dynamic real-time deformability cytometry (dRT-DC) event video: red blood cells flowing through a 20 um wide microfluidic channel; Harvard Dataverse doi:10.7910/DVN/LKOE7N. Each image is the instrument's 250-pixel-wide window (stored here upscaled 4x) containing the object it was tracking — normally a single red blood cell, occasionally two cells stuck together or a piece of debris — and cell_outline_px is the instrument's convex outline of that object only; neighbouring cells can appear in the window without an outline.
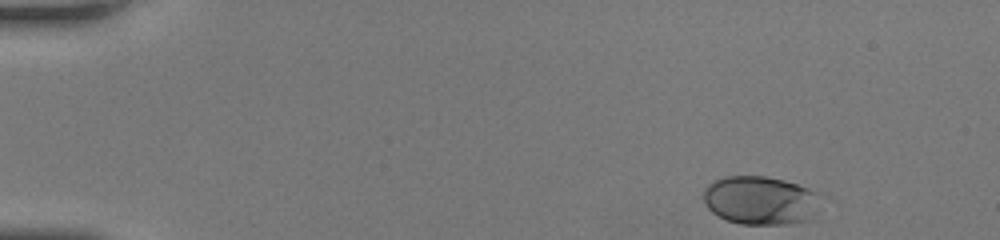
{"species": "human", "species_latin": "Homo sapiens", "temperature_condition": "room temperature", "stored_images_in_passage": 45, "camera_frame_rate_fps": 3000, "um_per_image_px": 0.085, "donor": {"sex": "female"}, "frame": {"image": 1, "passage_image": 1, "time_ms": 0.0, "image_size_px": [1000, 240], "cell_outline_px": [[816, 212], [808, 220], [792, 224], [740, 224], [728, 220], [712, 212], [708, 208], [704, 200], [704, 188], [708, 184], [724, 176], [764, 176], [784, 180], [808, 188], [816, 192]], "centroid_in_image_um": [64.59, 17.03], "position_along_channel_um": 20.4, "area_um2": 32.83}}
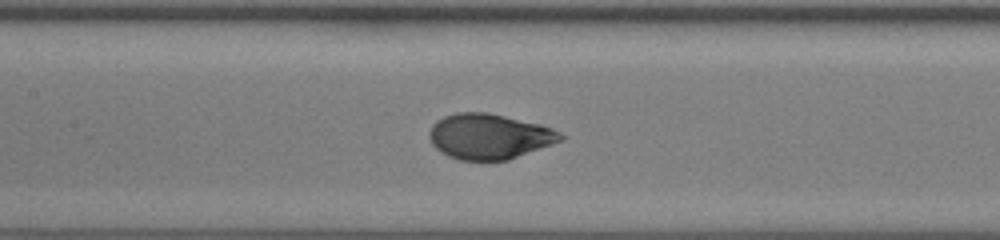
{"frame": {"image": 2, "passage_image": 20, "time_ms": 6.333, "image_size_px": [1000, 240], "cell_outline_px": [[568, 136], [564, 140], [508, 160], [460, 160], [448, 156], [440, 152], [432, 144], [428, 136], [428, 132], [432, 124], [436, 120], [444, 116], [456, 112], [488, 112], [540, 124], [552, 128]], "centroid_in_image_um": [41.59, 11.59], "position_along_channel_um": 165.8, "area_um2": 35.03}}
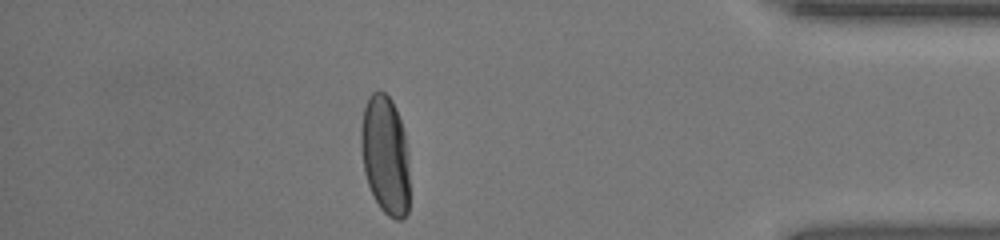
{"frame": {"image": 3, "passage_image": 39, "time_ms": 12.667, "image_size_px": [1000, 240], "cell_outline_px": [[408, 212], [400, 220], [396, 220], [388, 216], [380, 208], [372, 196], [364, 172], [360, 144], [360, 132], [364, 108], [368, 96], [372, 92], [380, 88], [392, 100], [396, 108], [404, 132], [408, 152]], "centroid_in_image_um": [32.73, 13.16], "position_along_channel_um": 402.5, "area_um2": 34.04}, "authors_computed_cell_mechanics": {"area_um2": 34.2176, "velocity_mm_per_s": 4.2668, "shape_relaxation_time_tau1_ms": 4.4249, "shape_relaxation_time_tau2_ms": null, "deformation_change_tau1": 0.2169, "deformation_change_tau2": null}}